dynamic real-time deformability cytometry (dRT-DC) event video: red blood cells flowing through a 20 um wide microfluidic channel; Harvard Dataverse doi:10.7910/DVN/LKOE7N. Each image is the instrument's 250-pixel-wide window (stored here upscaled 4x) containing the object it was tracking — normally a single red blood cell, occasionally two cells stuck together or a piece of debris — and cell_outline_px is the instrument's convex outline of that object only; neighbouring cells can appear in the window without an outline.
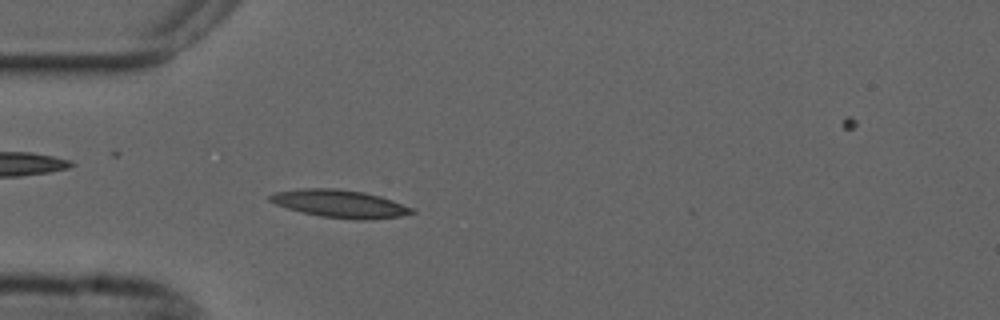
{"species": "common noctule bat (a hibernating species)", "species_latin": "Nyctalus noctula", "temperature_condition": "cold", "stored_images_in_passage": 55, "camera_frame_rate_fps": 3000, "um_per_image_px": 0.085, "animal": {"sex": "male", "forearm_length_mm": 52.5}, "frame": {"image": 1, "passage_image": 15, "time_ms": 4.667, "image_size_px": [1000, 320], "cell_outline_px": [[416, 212], [400, 216], [372, 220], [356, 220], [320, 216], [300, 212], [276, 204], [268, 200], [268, 196], [276, 192], [300, 188], [336, 188], [364, 192], [380, 196], [392, 200], [412, 208]], "centroid_in_image_um": [28.88, 17.32], "position_along_channel_um": 56.1, "area_um2": 23.0}}
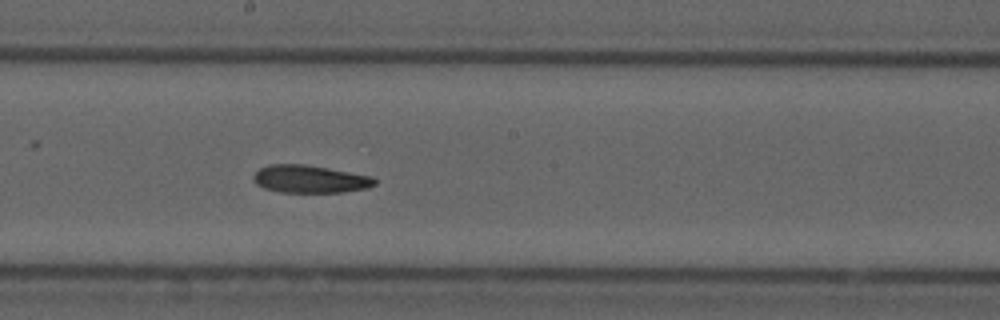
{"frame": {"image": 2, "passage_image": 29, "time_ms": 9.333, "image_size_px": [1000, 320], "cell_outline_px": [[376, 184], [368, 188], [344, 192], [280, 192], [264, 188], [256, 184], [252, 180], [252, 176], [260, 168], [268, 164], [304, 164], [328, 168], [372, 176], [376, 180]], "centroid_in_image_um": [26.33, 15.22], "position_along_channel_um": 221.9, "area_um2": 19.65}}
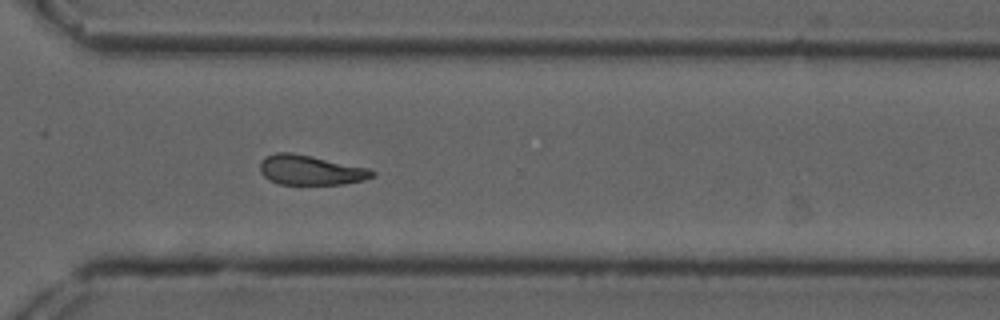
{"frame": {"image": 3, "passage_image": 39, "time_ms": 12.667, "image_size_px": [1000, 320], "cell_outline_px": [[376, 176], [364, 180], [344, 184], [280, 184], [268, 180], [260, 172], [260, 160], [264, 156], [276, 152], [292, 152], [372, 168], [376, 172]], "centroid_in_image_um": [26.42, 14.45], "position_along_channel_um": 344.2, "area_um2": 19.88}, "authors_computed_cell_mechanics": {"area_um2": 20.0566, "velocity_mm_per_s": 3.6844, "shape_relaxation_time_tau1_ms": null, "shape_relaxation_time_tau2_ms": 10.1375, "deformation_change_tau1": null, "deformation_change_tau2": 0.1996}}